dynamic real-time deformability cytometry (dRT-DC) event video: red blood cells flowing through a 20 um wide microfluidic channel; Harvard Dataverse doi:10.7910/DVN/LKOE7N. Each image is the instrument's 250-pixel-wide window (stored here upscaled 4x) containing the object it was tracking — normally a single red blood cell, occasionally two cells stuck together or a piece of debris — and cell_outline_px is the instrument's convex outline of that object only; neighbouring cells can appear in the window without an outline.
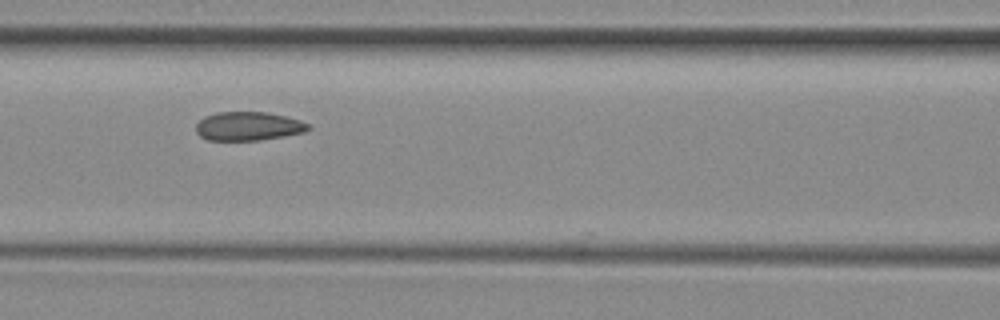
{"species": "common noctule bat (a hibernating species)", "species_latin": "Nyctalus noctula", "temperature_condition": "room temperature", "stored_images_in_passage": 10, "camera_frame_rate_fps": 3000, "um_per_image_px": 0.085, "animal": {"sex": "female", "body_mass_g": 29.2, "forearm_length_mm": 56.3}, "frame": {"image": 1, "passage_image": 7, "time_ms": 8.0, "image_size_px": [1000, 320], "cell_outline_px": [[312, 128], [304, 132], [284, 136], [260, 140], [208, 140], [200, 136], [196, 132], [196, 124], [204, 116], [216, 112], [268, 112], [300, 120], [308, 124]], "centroid_in_image_um": [21.09, 10.72], "position_along_channel_um": 145.5, "area_um2": 18.84}}
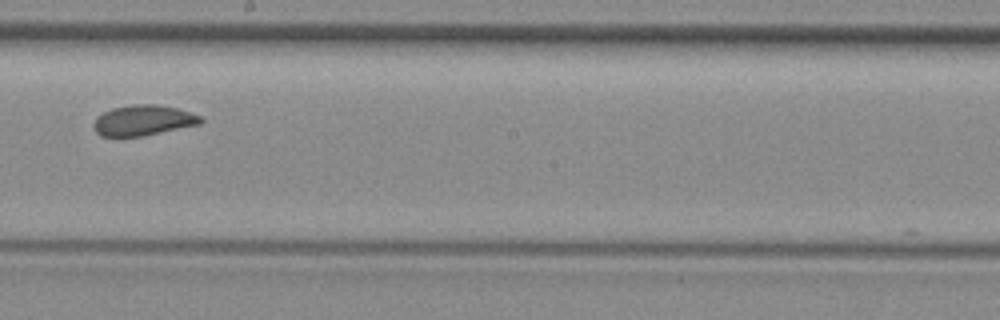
{"frame": {"image": 2, "passage_image": 9, "time_ms": 10.333, "image_size_px": [1000, 320], "cell_outline_px": [[204, 120], [200, 124], [144, 136], [100, 136], [96, 132], [92, 124], [104, 112], [112, 108], [132, 104], [156, 104], [176, 108], [200, 116]], "centroid_in_image_um": [12.18, 10.23], "position_along_channel_um": 236.0, "area_um2": 18.84}}
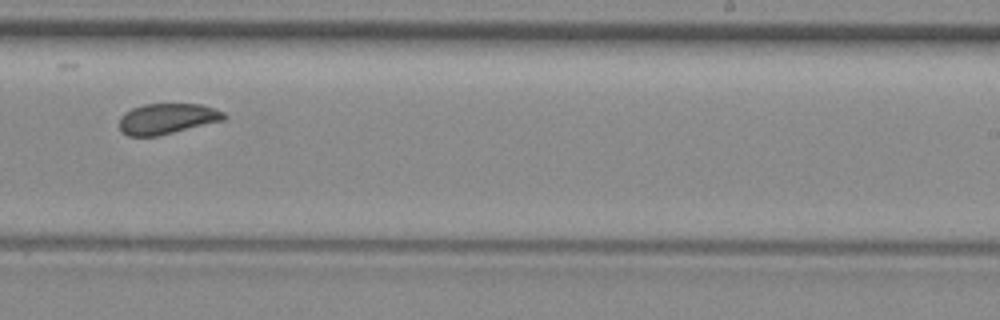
{"frame": {"image": 3, "passage_image": 10, "time_ms": 11.333, "image_size_px": [1000, 320], "cell_outline_px": [[228, 116], [224, 120], [156, 136], [128, 136], [120, 128], [120, 116], [124, 112], [132, 108], [144, 104], [200, 104], [224, 112]], "centroid_in_image_um": [14.2, 10.08], "position_along_channel_um": 274.8, "area_um2": 18.5}}